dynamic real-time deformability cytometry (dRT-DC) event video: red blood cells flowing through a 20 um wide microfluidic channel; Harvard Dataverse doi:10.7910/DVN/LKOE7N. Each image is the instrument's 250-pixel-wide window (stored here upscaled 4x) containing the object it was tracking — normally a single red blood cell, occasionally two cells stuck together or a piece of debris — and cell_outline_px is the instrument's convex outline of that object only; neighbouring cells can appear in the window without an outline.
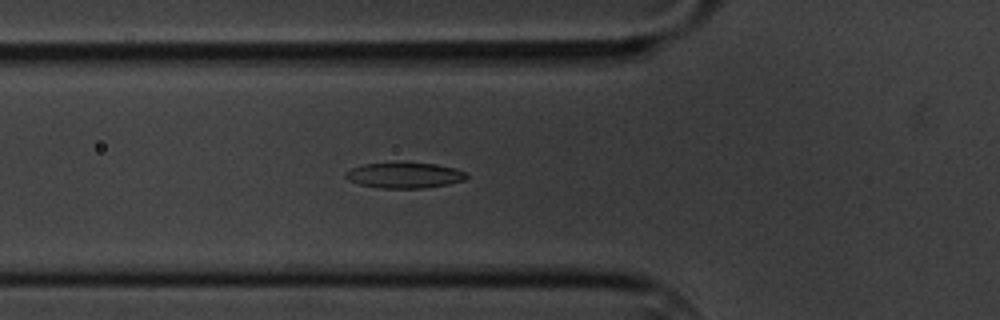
{"species": "common noctule bat (a hibernating species)", "species_latin": "Nyctalus noctula", "temperature_condition": "cold", "stored_images_in_passage": 3, "camera_frame_rate_fps": 3000, "um_per_image_px": 0.085, "animal": {"sex": "male", "body_mass_g": 20.1, "forearm_length_mm": 53.5}, "frame": {"image": 1, "passage_image": 3, "time_ms": 2.333, "image_size_px": [1000, 320], "cell_outline_px": [[468, 176], [464, 180], [448, 184], [424, 188], [380, 188], [360, 184], [348, 180], [344, 176], [344, 172], [352, 168], [364, 164], [404, 160], [408, 160], [436, 164], [452, 168], [464, 172]], "centroid_in_image_um": [34.34, 14.86], "position_along_channel_um": 91.5, "area_um2": 18.61}}